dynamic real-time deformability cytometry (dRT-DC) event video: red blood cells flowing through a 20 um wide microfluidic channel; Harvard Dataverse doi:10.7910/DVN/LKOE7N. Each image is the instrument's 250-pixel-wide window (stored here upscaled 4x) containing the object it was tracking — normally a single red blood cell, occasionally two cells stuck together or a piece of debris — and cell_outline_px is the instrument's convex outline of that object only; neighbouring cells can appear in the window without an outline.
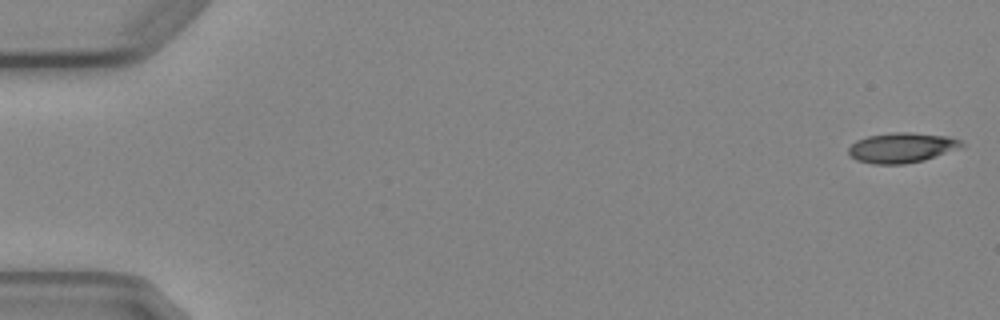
{"species": "Egyptian fruit bat (a non-hibernating species)", "species_latin": "Rousettus aegyptiacus", "temperature_condition": "cold", "stored_images_in_passage": 5, "camera_frame_rate_fps": 3000, "um_per_image_px": 0.085, "animal": {"sex": "female"}, "frame": {"image": 1, "passage_image": 1, "time_ms": 0.0, "image_size_px": [1000, 320], "cell_outline_px": [[964, 144], [924, 160], [904, 164], [872, 164], [856, 160], [848, 156], [848, 148], [856, 140], [868, 136], [892, 132], [912, 132], [948, 136], [960, 140]], "centroid_in_image_um": [76.55, 12.55], "position_along_channel_um": 8.5, "area_um2": 19.59}}